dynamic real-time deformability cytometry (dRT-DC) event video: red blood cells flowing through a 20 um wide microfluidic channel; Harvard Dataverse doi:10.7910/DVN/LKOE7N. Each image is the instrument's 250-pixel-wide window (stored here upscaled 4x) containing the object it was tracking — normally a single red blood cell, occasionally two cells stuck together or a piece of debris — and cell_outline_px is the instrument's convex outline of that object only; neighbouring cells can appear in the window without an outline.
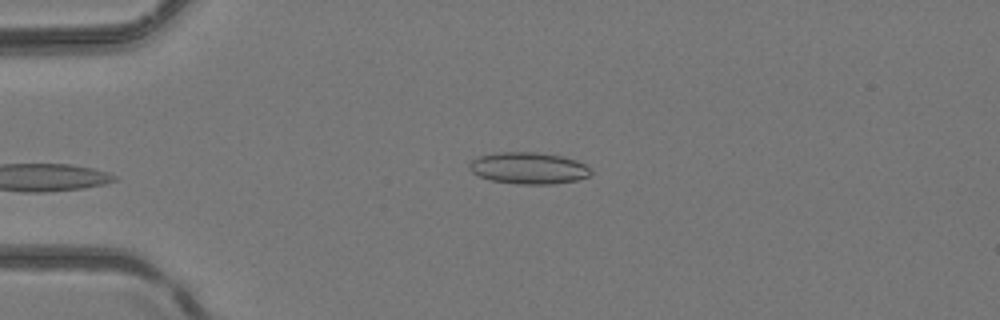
{"species": "common noctule bat (a hibernating species)", "species_latin": "Nyctalus noctula", "temperature_condition": "room temperature", "stored_images_in_passage": 4, "camera_frame_rate_fps": 3000, "um_per_image_px": 0.085, "animal": {"sex": "female", "body_mass_g": 24.6, "forearm_length_mm": 56.2}, "frame": {"image": 1, "passage_image": 4, "time_ms": 1.0, "image_size_px": [1000, 320], "cell_outline_px": [[592, 172], [588, 176], [576, 180], [552, 184], [516, 184], [492, 180], [480, 176], [472, 172], [468, 168], [468, 164], [472, 160], [480, 156], [496, 152], [536, 152], [564, 156], [576, 160], [584, 164]], "centroid_in_image_um": [44.91, 14.28], "position_along_channel_um": 40.1, "area_um2": 22.37}}